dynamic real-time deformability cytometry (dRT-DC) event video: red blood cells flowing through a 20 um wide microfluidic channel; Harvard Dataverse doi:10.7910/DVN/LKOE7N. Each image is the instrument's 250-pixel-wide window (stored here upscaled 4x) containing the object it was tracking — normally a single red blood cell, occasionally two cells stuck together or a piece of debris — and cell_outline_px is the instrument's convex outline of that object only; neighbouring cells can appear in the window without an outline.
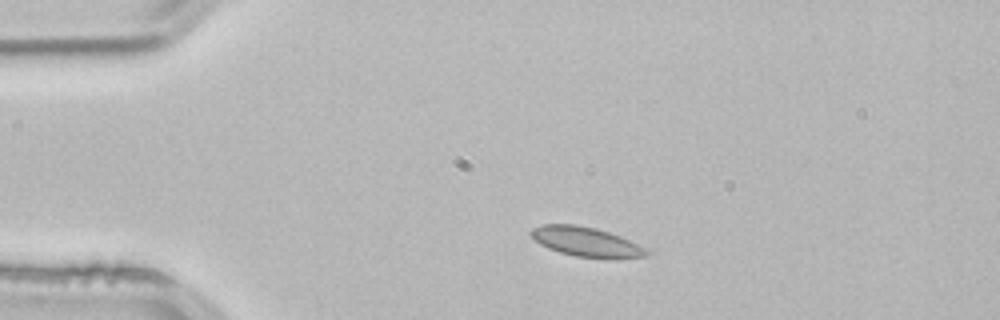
{"species": "common noctule bat (a hibernating species)", "species_latin": "Nyctalus noctula", "temperature_condition": "room temperature", "stored_images_in_passage": 2, "camera_frame_rate_fps": 3000, "um_per_image_px": 0.085, "animal": {"sex": "male", "body_mass_g": 21.5, "forearm_length_mm": 52.0}, "frame": {"image": 1, "passage_image": 1, "time_ms": 0.0, "image_size_px": [1000, 320], "cell_outline_px": [[648, 256], [616, 260], [612, 260], [576, 256], [560, 252], [548, 248], [540, 244], [528, 232], [532, 228], [544, 224], [576, 224], [596, 228], [620, 236], [648, 248]], "centroid_in_image_um": [49.88, 20.58], "position_along_channel_um": 35.1, "area_um2": 20.29}}